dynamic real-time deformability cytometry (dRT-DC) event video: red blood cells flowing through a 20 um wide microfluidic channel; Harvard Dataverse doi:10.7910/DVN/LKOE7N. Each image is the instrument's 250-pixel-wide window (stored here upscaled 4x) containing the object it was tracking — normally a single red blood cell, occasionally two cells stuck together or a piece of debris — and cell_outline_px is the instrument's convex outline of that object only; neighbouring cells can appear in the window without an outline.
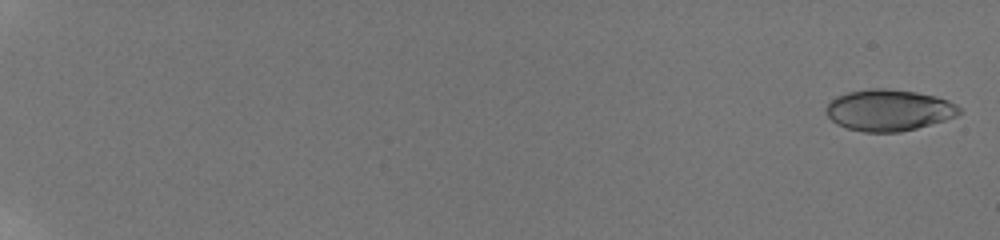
{"species": "human", "species_latin": "Homo sapiens", "temperature_condition": "room temperature", "stored_images_in_passage": 21, "camera_frame_rate_fps": 3000, "um_per_image_px": 0.085, "donor": {"sex": "male"}, "frame": {"image": 1, "passage_image": 1, "time_ms": 0.0, "image_size_px": [1000, 240], "cell_outline_px": [[960, 112], [956, 116], [944, 120], [916, 128], [900, 132], [864, 132], [848, 128], [836, 124], [828, 116], [824, 108], [836, 96], [848, 92], [868, 88], [888, 88], [916, 92], [936, 96], [948, 100], [956, 104], [960, 108]], "centroid_in_image_um": [75.53, 9.35], "position_along_channel_um": 9.5, "area_um2": 32.14}}
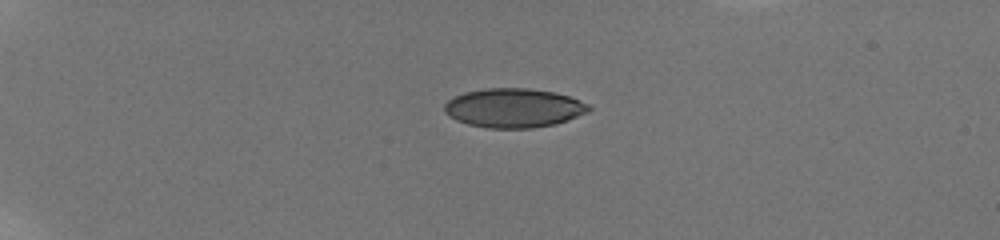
{"frame": {"image": 2, "passage_image": 15, "time_ms": 5.333, "image_size_px": [1000, 240], "cell_outline_px": [[592, 108], [588, 112], [556, 124], [532, 128], [488, 128], [468, 124], [456, 120], [448, 116], [444, 112], [444, 104], [448, 100], [464, 92], [484, 88], [528, 88], [552, 92], [568, 96], [588, 104]], "centroid_in_image_um": [43.64, 9.18], "position_along_channel_um": 41.4, "area_um2": 32.89}}
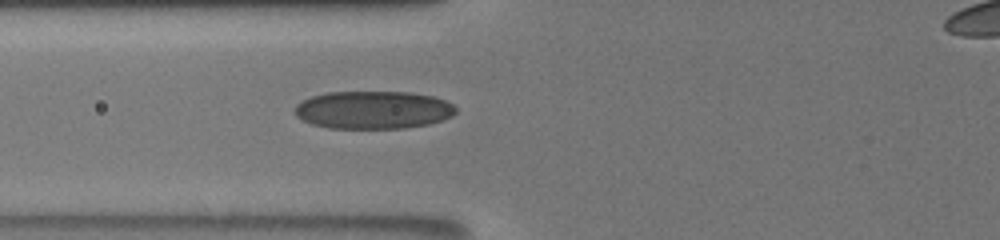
{"frame": {"image": 3, "passage_image": 21, "time_ms": 8.667, "image_size_px": [1000, 240], "cell_outline_px": [[456, 112], [452, 116], [428, 124], [404, 128], [328, 128], [312, 124], [296, 116], [296, 104], [300, 100], [312, 96], [328, 92], [408, 92], [436, 96], [452, 104], [456, 108]], "centroid_in_image_um": [31.72, 9.33], "position_along_channel_um": 94.1, "area_um2": 35.55}}